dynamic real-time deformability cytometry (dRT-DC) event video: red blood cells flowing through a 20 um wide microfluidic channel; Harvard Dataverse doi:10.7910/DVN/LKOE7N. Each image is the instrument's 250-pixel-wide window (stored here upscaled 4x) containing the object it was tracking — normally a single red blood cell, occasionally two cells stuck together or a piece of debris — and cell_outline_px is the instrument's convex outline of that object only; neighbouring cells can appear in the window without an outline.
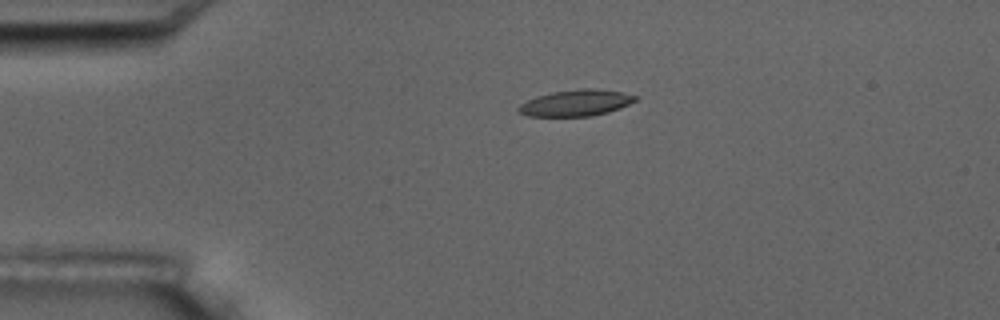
{"species": "common noctule bat (a hibernating species)", "species_latin": "Nyctalus noctula", "temperature_condition": "room temperature", "stored_images_in_passage": 7, "camera_frame_rate_fps": 3000, "um_per_image_px": 0.085, "animal": {"sex": "male", "body_mass_g": 17.5, "forearm_length_mm": 52.3}, "frame": {"image": 1, "passage_image": 7, "time_ms": 7.0, "image_size_px": [1000, 320], "cell_outline_px": [[640, 96], [636, 100], [620, 108], [608, 112], [592, 116], [528, 116], [520, 112], [516, 108], [520, 104], [536, 96], [552, 92], [580, 88], [596, 88], [624, 92]], "centroid_in_image_um": [48.99, 8.73], "position_along_channel_um": 36.0, "area_um2": 18.03}}